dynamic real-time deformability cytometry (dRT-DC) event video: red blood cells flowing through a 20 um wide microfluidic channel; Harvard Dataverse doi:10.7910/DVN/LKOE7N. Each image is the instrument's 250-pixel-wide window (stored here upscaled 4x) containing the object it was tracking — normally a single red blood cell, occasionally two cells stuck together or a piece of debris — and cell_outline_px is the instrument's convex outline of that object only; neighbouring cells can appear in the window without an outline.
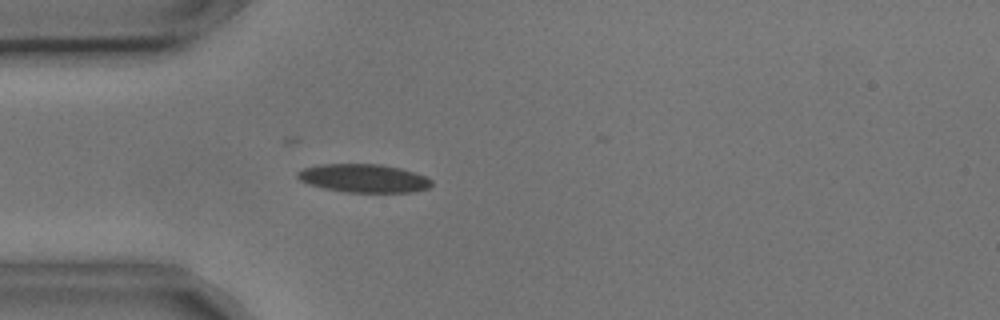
{"species": "common noctule bat (a hibernating species)", "species_latin": "Nyctalus noctula", "temperature_condition": "cold", "stored_images_in_passage": 3, "camera_frame_rate_fps": 3000, "um_per_image_px": 0.085, "animal": {"sex": "male", "body_mass_g": 17.9, "forearm_length_mm": 54.2}, "frame": {"image": 1, "passage_image": 3, "time_ms": 0.667, "image_size_px": [1000, 320], "cell_outline_px": [[432, 184], [428, 188], [412, 192], [348, 192], [324, 188], [308, 184], [300, 180], [296, 176], [296, 172], [304, 168], [320, 164], [380, 164], [400, 168], [424, 176], [432, 180]], "centroid_in_image_um": [30.89, 15.15], "position_along_channel_um": 54.1, "area_um2": 22.02}}